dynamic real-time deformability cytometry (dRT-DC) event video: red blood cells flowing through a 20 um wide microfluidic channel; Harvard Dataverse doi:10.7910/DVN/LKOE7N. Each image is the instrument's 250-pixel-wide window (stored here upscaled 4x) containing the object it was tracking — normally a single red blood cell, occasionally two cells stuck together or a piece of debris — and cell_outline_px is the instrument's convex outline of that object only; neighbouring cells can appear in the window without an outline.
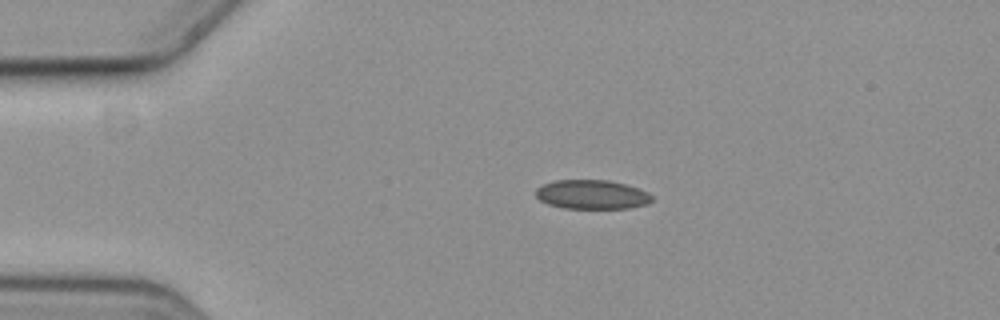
{"species": "common noctule bat (a hibernating species)", "species_latin": "Nyctalus noctula", "temperature_condition": "cold", "stored_images_in_passage": 46, "camera_frame_rate_fps": 3000, "um_per_image_px": 0.085, "animal": {"sex": "female", "body_mass_g": 19.3, "forearm_length_mm": 54.1}, "frame": {"image": 1, "passage_image": 1, "time_ms": 0.0, "image_size_px": [1000, 320], "cell_outline_px": [[652, 200], [648, 204], [628, 208], [564, 208], [548, 204], [540, 200], [536, 196], [536, 188], [544, 184], [556, 180], [608, 180], [624, 184], [648, 192], [652, 196]], "centroid_in_image_um": [50.3, 16.53], "position_along_channel_um": 34.7, "area_um2": 19.59}}
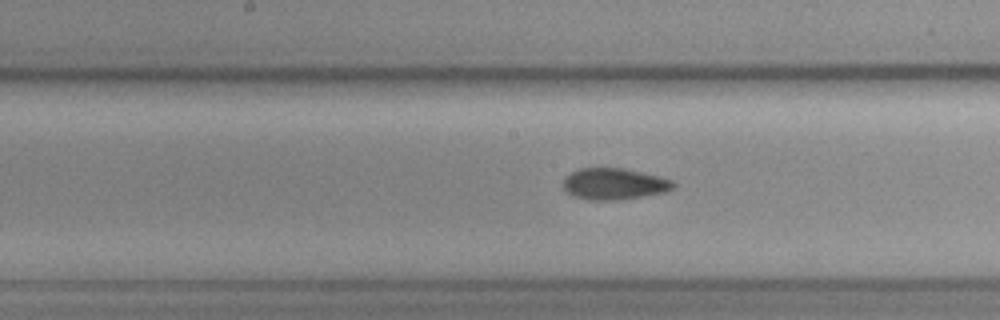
{"frame": {"image": 2, "passage_image": 18, "time_ms": 5.667, "image_size_px": [1000, 320], "cell_outline_px": [[676, 184], [672, 188], [664, 192], [620, 200], [588, 200], [572, 196], [564, 188], [564, 180], [572, 172], [580, 168], [624, 168], [660, 176], [672, 180]], "centroid_in_image_um": [52.21, 15.63], "position_along_channel_um": 196.0, "area_um2": 20.06}}
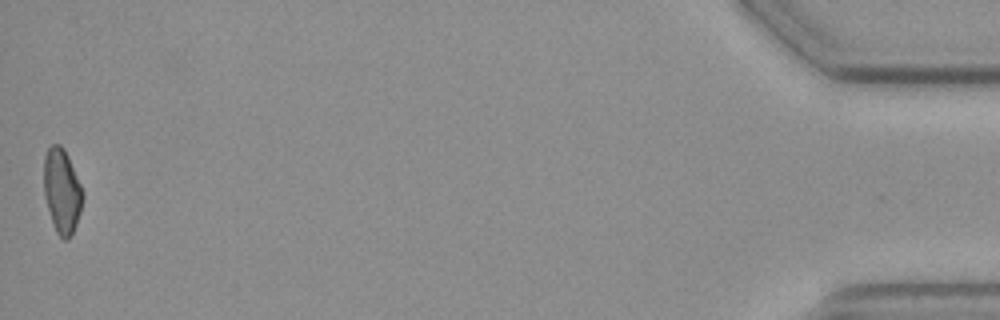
{"frame": {"image": 3, "passage_image": 46, "time_ms": 15.0, "image_size_px": [1000, 320], "cell_outline_px": [[84, 196], [80, 212], [76, 224], [68, 240], [64, 240], [56, 232], [44, 196], [44, 156], [48, 148], [52, 144], [60, 144], [64, 148], [68, 156], [84, 192]], "centroid_in_image_um": [5.27, 16.21], "position_along_channel_um": 429.9, "area_um2": 19.07}, "authors_computed_cell_mechanics": {"area_um2": 19.5364, "velocity_mm_per_s": 3.605, "shape_relaxation_time_tau1_ms": null, "shape_relaxation_time_tau2_ms": 3.1637, "deformation_change_tau1": null, "deformation_change_tau2": 0.0899}}